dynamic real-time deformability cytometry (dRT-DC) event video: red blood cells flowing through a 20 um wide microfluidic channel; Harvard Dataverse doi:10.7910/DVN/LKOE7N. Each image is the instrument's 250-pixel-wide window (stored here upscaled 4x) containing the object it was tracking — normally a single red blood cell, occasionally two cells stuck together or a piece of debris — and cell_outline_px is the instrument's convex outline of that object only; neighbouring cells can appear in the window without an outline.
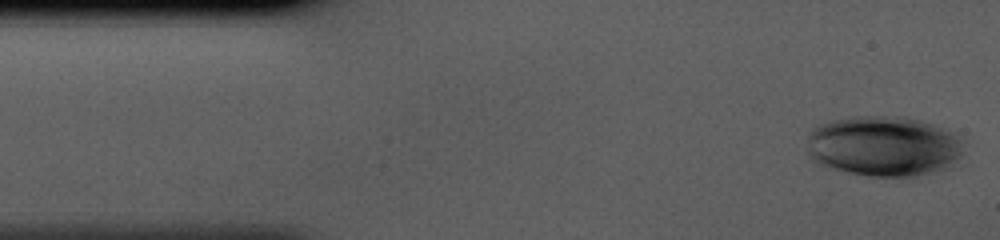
{"species": "human", "species_latin": "Homo sapiens", "temperature_condition": "cold", "stored_images_in_passage": 41, "camera_frame_rate_fps": 3000, "um_per_image_px": 0.085, "donor": {"sex": "male"}, "frame": {"image": 1, "passage_image": 1, "time_ms": 0.0, "image_size_px": [1000, 240], "cell_outline_px": [[960, 156], [944, 168], [932, 172], [916, 176], [868, 176], [828, 168], [812, 160], [808, 156], [808, 136], [812, 128], [820, 124], [832, 120], [848, 116], [904, 116], [920, 120], [948, 128], [960, 140]], "centroid_in_image_um": [75.05, 12.4], "position_along_channel_um": 10.0, "area_um2": 55.26}}
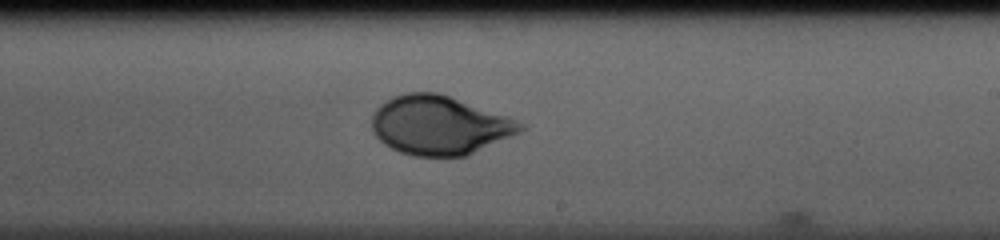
{"frame": {"image": 2, "passage_image": 24, "time_ms": 7.667, "image_size_px": [1000, 240], "cell_outline_px": [[528, 128], [512, 136], [468, 156], [412, 156], [400, 152], [384, 144], [372, 132], [372, 116], [376, 108], [380, 104], [404, 92], [440, 92], [508, 116], [524, 124]], "centroid_in_image_um": [37.37, 10.65], "position_along_channel_um": 251.6, "area_um2": 51.38}}
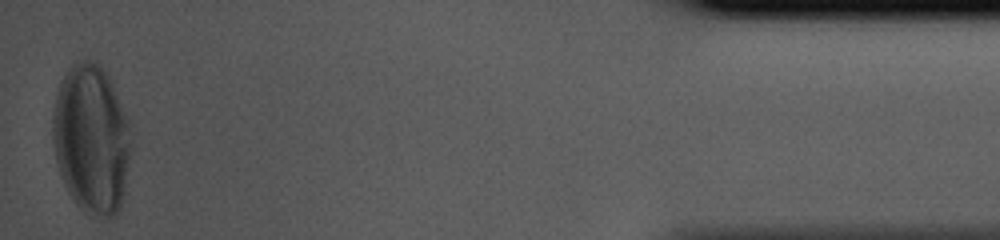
{"frame": {"image": 3, "passage_image": 41, "time_ms": 13.333, "image_size_px": [1000, 240], "cell_outline_px": [[132, 148], [124, 192], [120, 208], [108, 220], [84, 212], [76, 204], [68, 192], [64, 184], [56, 160], [52, 136], [52, 116], [56, 96], [60, 80], [68, 68], [76, 60], [92, 60], [100, 64], [108, 76], [132, 124]], "centroid_in_image_um": [7.79, 11.81], "position_along_channel_um": 427.4, "area_um2": 69.24}}